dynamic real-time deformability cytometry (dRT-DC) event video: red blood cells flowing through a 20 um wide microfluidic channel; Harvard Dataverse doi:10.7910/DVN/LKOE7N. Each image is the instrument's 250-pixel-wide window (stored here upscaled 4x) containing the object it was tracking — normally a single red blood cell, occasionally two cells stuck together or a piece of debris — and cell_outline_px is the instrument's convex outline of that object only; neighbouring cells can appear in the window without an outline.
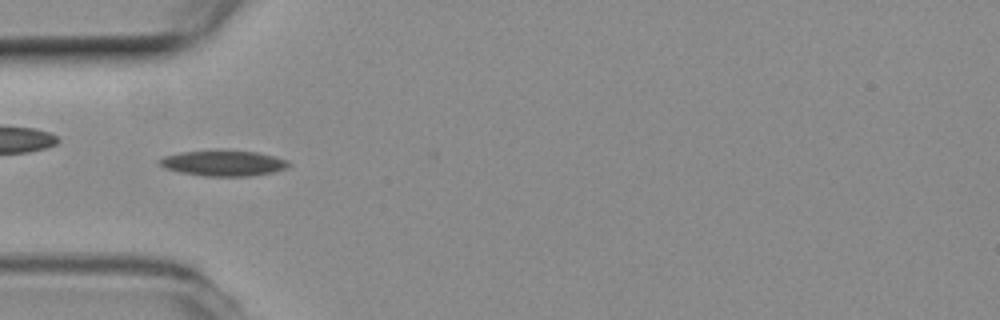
{"species": "common noctule bat (a hibernating species)", "species_latin": "Nyctalus noctula", "temperature_condition": "room temperature", "stored_images_in_passage": 48, "camera_frame_rate_fps": 3000, "um_per_image_px": 0.085, "animal": {"sex": "female", "body_mass_g": 19.3, "forearm_length_mm": 54.1}, "frame": {"image": 1, "passage_image": 11, "time_ms": 3.333, "image_size_px": [1000, 320], "cell_outline_px": [[292, 164], [288, 168], [272, 172], [248, 176], [204, 176], [180, 172], [164, 168], [156, 160], [164, 156], [184, 152], [256, 152], [288, 160]], "centroid_in_image_um": [19.0, 13.9], "position_along_channel_um": 66.0, "area_um2": 18.67}}
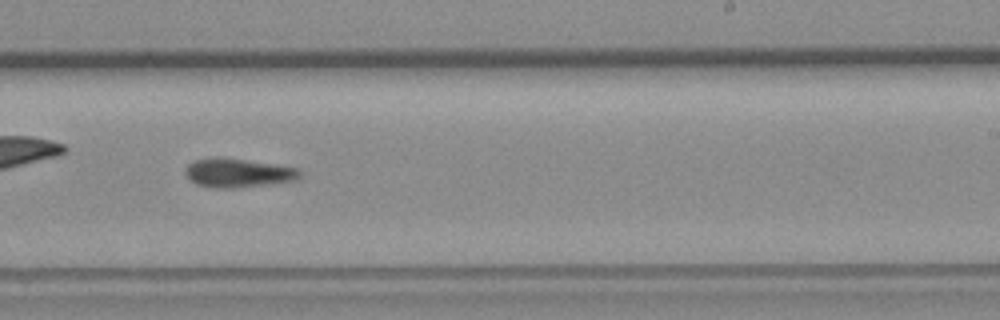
{"frame": {"image": 2, "passage_image": 27, "time_ms": 8.667, "image_size_px": [1000, 320], "cell_outline_px": [[300, 180], [272, 184], [232, 188], [212, 188], [196, 184], [184, 172], [184, 168], [188, 164], [196, 160], [212, 156], [220, 156], [300, 168]], "centroid_in_image_um": [20.24, 14.69], "position_along_channel_um": 268.8, "area_um2": 19.59}}
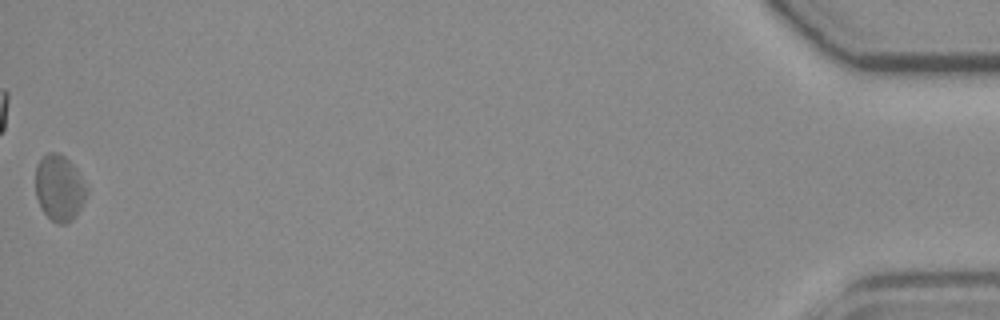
{"frame": {"image": 3, "passage_image": 48, "time_ms": 15.667, "image_size_px": [1000, 320], "cell_outline_px": [[88, 192], [80, 208], [72, 220], [64, 224], [56, 224], [40, 208], [36, 196], [36, 164], [48, 152], [56, 152], [64, 156], [76, 168], [88, 188]], "centroid_in_image_um": [5.04, 15.98], "position_along_channel_um": 430.2, "area_um2": 19.65}}